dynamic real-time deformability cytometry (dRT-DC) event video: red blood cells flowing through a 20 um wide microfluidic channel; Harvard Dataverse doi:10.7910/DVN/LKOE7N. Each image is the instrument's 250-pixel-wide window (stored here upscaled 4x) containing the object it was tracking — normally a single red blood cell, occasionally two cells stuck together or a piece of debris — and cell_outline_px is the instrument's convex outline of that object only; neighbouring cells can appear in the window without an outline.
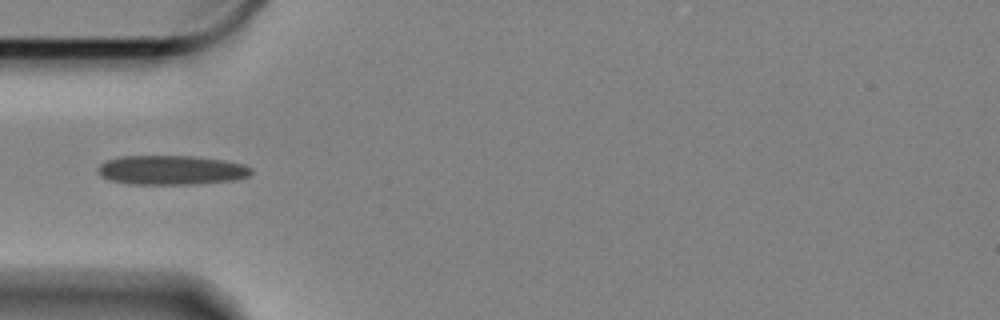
{"species": "Egyptian fruit bat (a non-hibernating species)", "species_latin": "Rousettus aegyptiacus", "temperature_condition": "cold", "stored_images_in_passage": 42, "camera_frame_rate_fps": 3000, "um_per_image_px": 0.085, "animal": {"sex": "female"}, "frame": {"image": 1, "passage_image": 1, "time_ms": 0.0, "image_size_px": [1000, 320], "cell_outline_px": [[252, 172], [248, 176], [232, 180], [192, 184], [132, 184], [108, 180], [100, 176], [96, 168], [104, 160], [120, 156], [192, 156], [224, 160], [244, 164], [252, 168]], "centroid_in_image_um": [14.51, 14.45], "position_along_channel_um": 70.5, "area_um2": 26.36}}
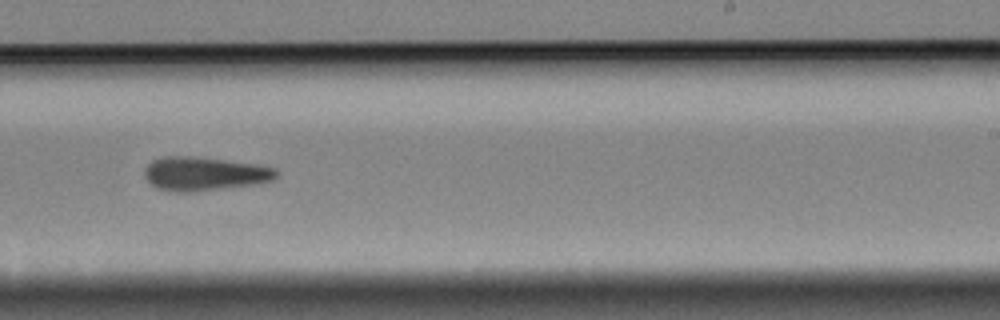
{"frame": {"image": 2, "passage_image": 19, "time_ms": 6.0, "image_size_px": [1000, 320], "cell_outline_px": [[280, 176], [272, 180], [260, 184], [192, 192], [172, 192], [156, 188], [144, 176], [144, 168], [152, 160], [164, 156], [188, 156], [256, 164], [276, 168], [280, 172]], "centroid_in_image_um": [17.4, 14.78], "position_along_channel_um": 271.6, "area_um2": 26.18}}
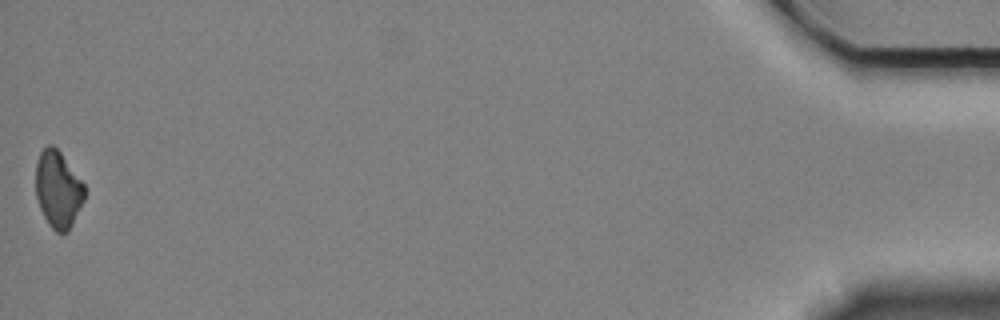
{"frame": {"image": 3, "passage_image": 42, "time_ms": 13.667, "image_size_px": [1000, 320], "cell_outline_px": [[84, 200], [68, 232], [56, 232], [48, 224], [40, 208], [36, 196], [36, 164], [40, 152], [48, 144], [52, 144], [60, 152], [84, 184]], "centroid_in_image_um": [4.92, 16.1], "position_along_channel_um": 430.3, "area_um2": 21.62}, "authors_computed_cell_mechanics": {"area_um2": 24.8829, "velocity_mm_per_s": 3.3314, "shape_relaxation_time_tau1_ms": 9.5417, "shape_relaxation_time_tau2_ms": null, "deformation_change_tau1": 0.151, "deformation_change_tau2": null}}